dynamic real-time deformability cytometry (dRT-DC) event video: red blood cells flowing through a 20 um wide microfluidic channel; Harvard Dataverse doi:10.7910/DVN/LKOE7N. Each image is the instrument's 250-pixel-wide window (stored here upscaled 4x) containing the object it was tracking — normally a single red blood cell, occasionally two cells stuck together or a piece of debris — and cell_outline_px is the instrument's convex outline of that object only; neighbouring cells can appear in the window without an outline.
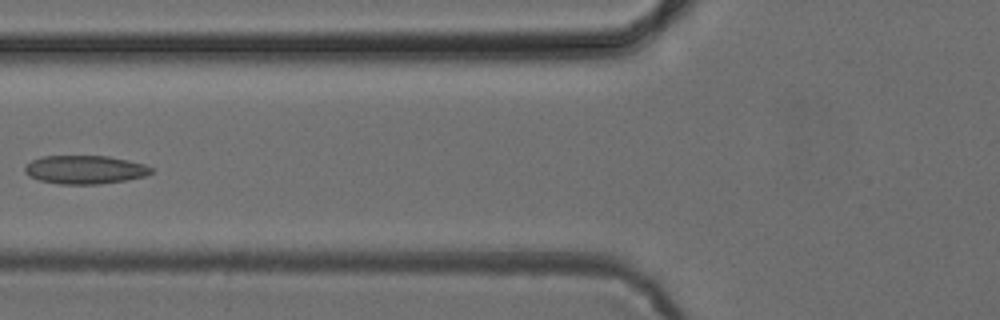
{"species": "common noctule bat (a hibernating species)", "species_latin": "Nyctalus noctula", "temperature_condition": "cold", "stored_images_in_passage": 2, "camera_frame_rate_fps": 3000, "um_per_image_px": 0.085, "animal": {"sex": "female", "body_mass_g": 24.6, "forearm_length_mm": 56.2}, "frame": {"image": 1, "passage_image": 2, "time_ms": 1.333, "image_size_px": [1000, 320], "cell_outline_px": [[152, 172], [144, 176], [128, 180], [96, 184], [60, 184], [40, 180], [28, 176], [24, 172], [24, 168], [32, 160], [44, 156], [108, 156], [128, 160], [144, 164], [152, 168]], "centroid_in_image_um": [7.21, 14.42], "position_along_channel_um": 118.6, "area_um2": 20.87}}